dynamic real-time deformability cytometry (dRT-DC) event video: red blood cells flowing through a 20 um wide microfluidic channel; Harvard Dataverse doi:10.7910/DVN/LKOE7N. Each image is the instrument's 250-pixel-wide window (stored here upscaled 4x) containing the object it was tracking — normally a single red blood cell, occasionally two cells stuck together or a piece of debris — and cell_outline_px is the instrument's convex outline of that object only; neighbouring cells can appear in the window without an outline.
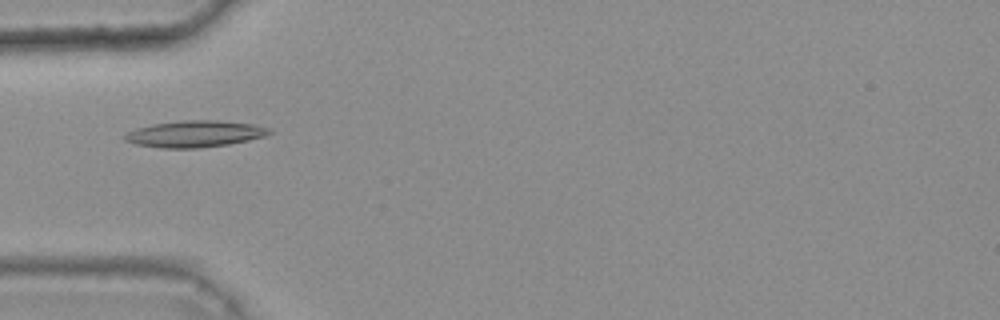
{"species": "common noctule bat (a hibernating species)", "species_latin": "Nyctalus noctula", "temperature_condition": "warm", "stored_images_in_passage": 20, "camera_frame_rate_fps": 3000, "um_per_image_px": 0.085, "animal": {"sex": "female", "body_mass_g": 25.1}, "frame": {"image": 1, "passage_image": 1, "time_ms": 0.0, "image_size_px": [1000, 320], "cell_outline_px": [[272, 132], [264, 136], [248, 140], [228, 144], [196, 148], [160, 148], [136, 144], [124, 140], [120, 136], [136, 128], [152, 124], [184, 120], [216, 120], [252, 124], [272, 128]], "centroid_in_image_um": [16.53, 11.38], "position_along_channel_um": 68.5, "area_um2": 22.37}}